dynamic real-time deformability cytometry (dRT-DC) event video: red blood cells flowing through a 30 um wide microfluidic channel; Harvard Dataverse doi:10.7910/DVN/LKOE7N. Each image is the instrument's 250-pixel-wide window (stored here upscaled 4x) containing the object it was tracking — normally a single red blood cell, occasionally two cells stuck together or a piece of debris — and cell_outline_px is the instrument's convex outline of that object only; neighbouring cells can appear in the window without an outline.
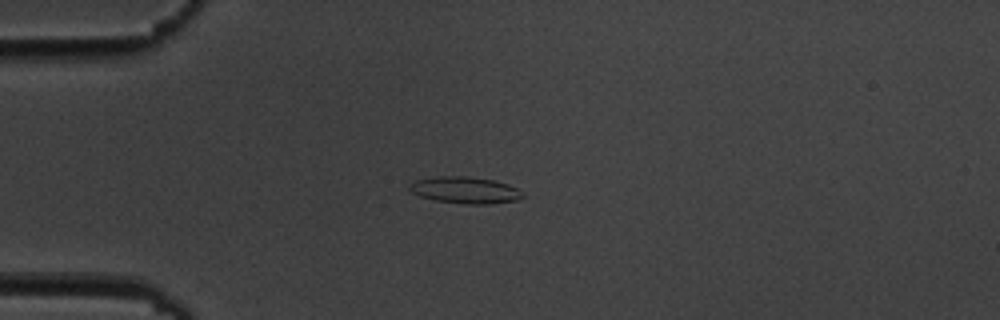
{"species": "common noctule bat (a hibernating species)", "species_latin": "Nyctalus noctula", "temperature_condition": "cold", "stored_images_in_passage": 8, "camera_frame_rate_fps": 3000, "um_per_image_px": 0.085, "animal": {"sex": "male", "body_mass_g": 19.5, "forearm_length_mm": 54.6}, "frame": {"image": 1, "passage_image": 4, "time_ms": 3.667, "image_size_px": [1000, 320], "cell_outline_px": [[524, 196], [516, 200], [492, 204], [468, 204], [436, 200], [420, 196], [412, 192], [408, 188], [408, 184], [416, 180], [440, 176], [468, 176], [492, 180], [508, 184], [524, 192]], "centroid_in_image_um": [39.55, 16.16], "position_along_channel_um": 45.5, "area_um2": 17.51}}
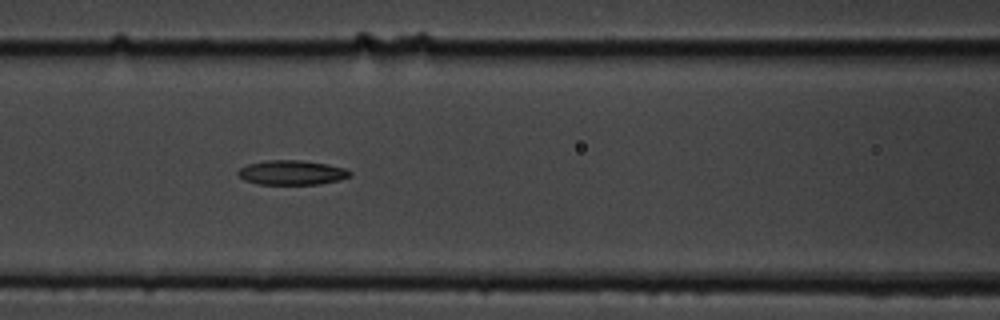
{"frame": {"image": 2, "passage_image": 7, "time_ms": 7.0, "image_size_px": [1000, 320], "cell_outline_px": [[352, 176], [320, 184], [260, 184], [244, 180], [236, 172], [240, 168], [248, 164], [268, 160], [300, 160], [324, 164], [344, 168], [352, 172]], "centroid_in_image_um": [24.79, 14.67], "position_along_channel_um": 141.8, "area_um2": 15.78}}
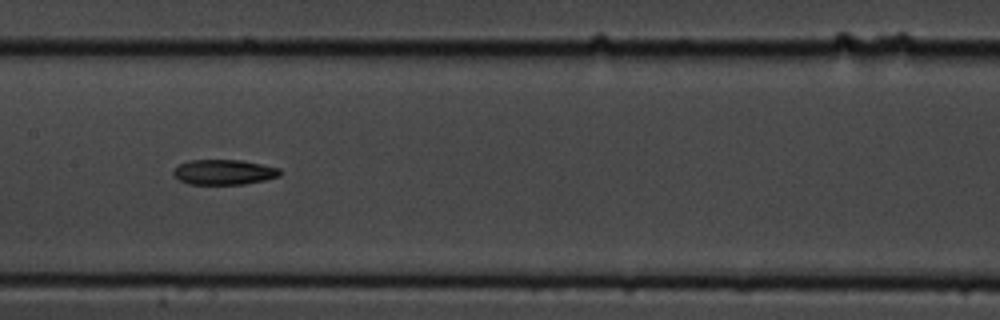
{"frame": {"image": 3, "passage_image": 8, "time_ms": 8.333, "image_size_px": [1000, 320], "cell_outline_px": [[280, 176], [264, 180], [244, 184], [188, 184], [180, 180], [172, 172], [180, 164], [188, 160], [240, 160], [280, 168]], "centroid_in_image_um": [19.04, 14.63], "position_along_channel_um": 188.4, "area_um2": 15.43}}